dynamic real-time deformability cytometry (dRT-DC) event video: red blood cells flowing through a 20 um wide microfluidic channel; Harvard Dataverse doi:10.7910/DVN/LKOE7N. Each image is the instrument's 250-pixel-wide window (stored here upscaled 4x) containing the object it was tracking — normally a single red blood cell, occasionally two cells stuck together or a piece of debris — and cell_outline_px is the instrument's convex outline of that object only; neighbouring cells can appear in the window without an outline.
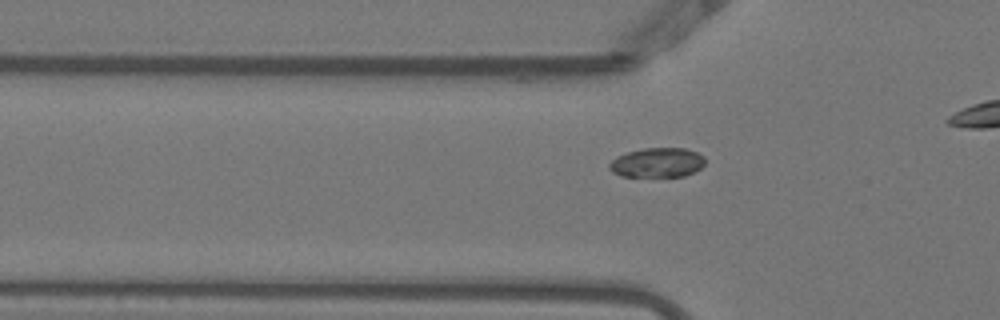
{"species": "Egyptian fruit bat (a non-hibernating species)", "species_latin": "Rousettus aegyptiacus", "temperature_condition": "warm", "stored_images_in_passage": 38, "camera_frame_rate_fps": 3000, "um_per_image_px": 0.085, "animal": {"sex": "female"}, "frame": {"image": 1, "passage_image": 12, "time_ms": 3.667, "image_size_px": [1000, 320], "cell_outline_px": [[704, 164], [700, 168], [684, 176], [620, 176], [612, 172], [608, 168], [608, 164], [616, 156], [628, 152], [644, 148], [684, 148], [696, 152], [704, 156]], "centroid_in_image_um": [55.83, 13.82], "position_along_channel_um": 70.0, "area_um2": 16.42}}
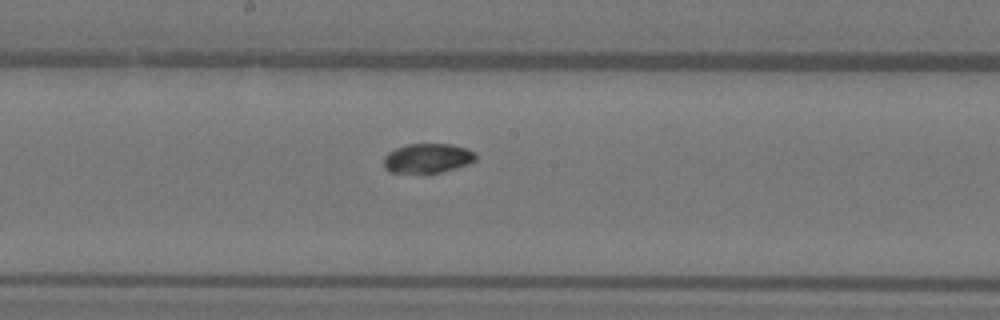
{"frame": {"image": 2, "passage_image": 23, "time_ms": 7.333, "image_size_px": [1000, 320], "cell_outline_px": [[476, 160], [468, 164], [456, 168], [440, 172], [388, 172], [384, 168], [384, 156], [388, 152], [396, 148], [408, 144], [452, 144], [464, 148], [472, 152], [476, 156]], "centroid_in_image_um": [36.31, 13.44], "position_along_channel_um": 211.9, "area_um2": 15.61}}
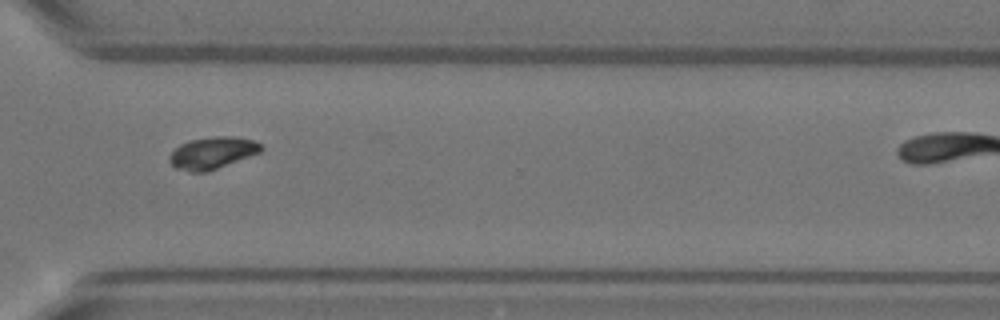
{"frame": {"image": 3, "passage_image": 34, "time_ms": 11.0, "image_size_px": [1000, 320], "cell_outline_px": [[264, 148], [260, 152], [208, 172], [188, 172], [176, 168], [168, 160], [168, 156], [180, 144], [188, 140], [216, 136], [236, 136], [256, 140]], "centroid_in_image_um": [18.05, 12.99], "position_along_channel_um": 352.5, "area_um2": 17.22}}